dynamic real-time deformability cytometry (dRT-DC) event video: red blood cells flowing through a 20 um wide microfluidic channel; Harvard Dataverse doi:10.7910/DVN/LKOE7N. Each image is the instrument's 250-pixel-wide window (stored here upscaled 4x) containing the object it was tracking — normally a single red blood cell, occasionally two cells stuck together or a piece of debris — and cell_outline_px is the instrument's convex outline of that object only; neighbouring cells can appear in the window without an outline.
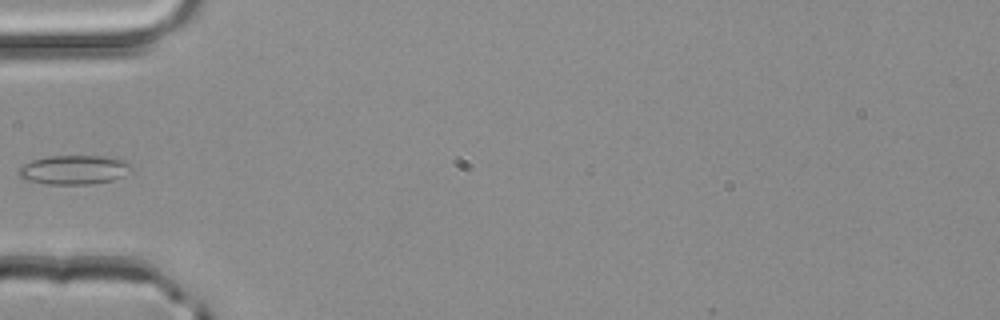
{"species": "common noctule bat (a hibernating species)", "species_latin": "Nyctalus noctula", "temperature_condition": "room temperature", "stored_images_in_passage": 4, "camera_frame_rate_fps": 3000, "um_per_image_px": 0.085, "animal": {"sex": "male", "body_mass_g": 20.4}, "frame": {"image": 1, "passage_image": 4, "time_ms": 1.0, "image_size_px": [1000, 320], "cell_outline_px": [[132, 168], [124, 176], [112, 180], [88, 184], [48, 184], [28, 180], [20, 176], [16, 172], [24, 164], [32, 160], [48, 156], [116, 156], [128, 160], [132, 164]], "centroid_in_image_um": [6.37, 14.41], "position_along_channel_um": 78.6, "area_um2": 19.36}}